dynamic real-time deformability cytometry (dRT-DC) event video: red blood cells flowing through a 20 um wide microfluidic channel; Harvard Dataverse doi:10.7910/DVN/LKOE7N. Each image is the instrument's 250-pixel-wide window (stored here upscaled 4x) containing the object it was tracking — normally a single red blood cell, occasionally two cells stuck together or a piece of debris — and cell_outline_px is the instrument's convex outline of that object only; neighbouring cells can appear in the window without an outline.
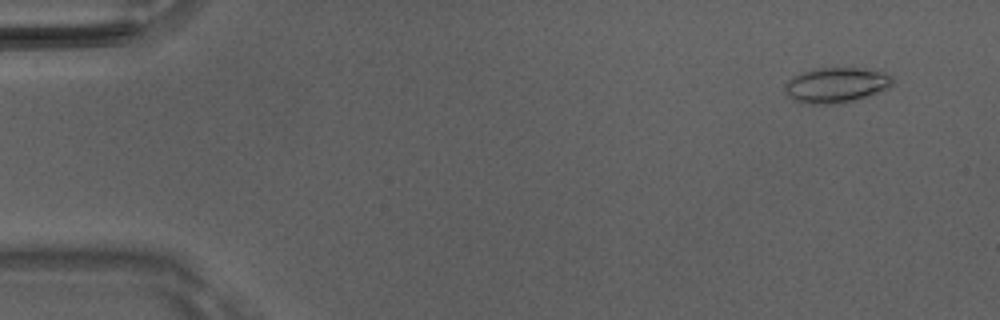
{"species": "Egyptian fruit bat (a non-hibernating species)", "species_latin": "Rousettus aegyptiacus", "temperature_condition": "room temperature", "stored_images_in_passage": 50, "camera_frame_rate_fps": 3000, "um_per_image_px": 0.085, "animal": {"sex": "male"}, "frame": {"image": 1, "passage_image": 4, "time_ms": 1.0, "image_size_px": [1000, 320], "cell_outline_px": [[892, 84], [888, 88], [840, 104], [812, 104], [796, 100], [788, 96], [784, 92], [784, 84], [788, 80], [800, 72], [816, 68], [860, 68], [884, 72], [892, 76]], "centroid_in_image_um": [71.03, 7.22], "position_along_channel_um": 14.0, "area_um2": 21.91}}
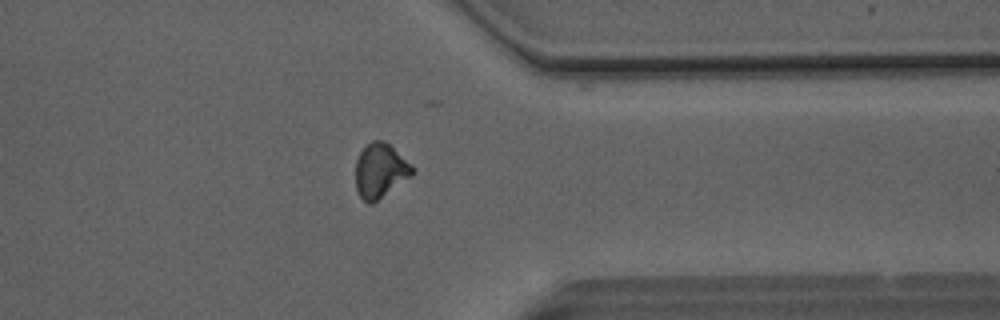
{"frame": {"image": 2, "passage_image": 40, "time_ms": 13.0, "image_size_px": [1000, 320], "cell_outline_px": [[416, 168], [412, 176], [372, 204], [368, 204], [360, 196], [356, 188], [356, 160], [360, 152], [372, 140], [384, 140], [412, 164]], "centroid_in_image_um": [32.34, 14.51], "position_along_channel_um": 379.1, "area_um2": 18.03}}
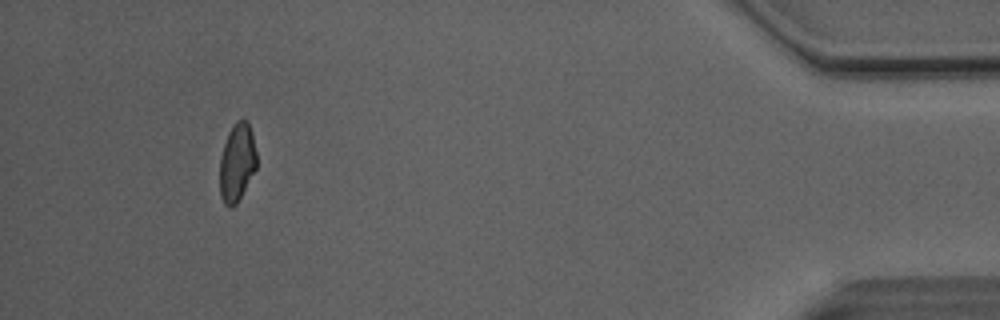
{"frame": {"image": 3, "passage_image": 47, "time_ms": 15.333, "image_size_px": [1000, 320], "cell_outline_px": [[256, 168], [236, 204], [232, 208], [228, 208], [224, 204], [220, 196], [220, 156], [228, 132], [236, 120], [248, 120], [252, 132], [256, 152]], "centroid_in_image_um": [20.13, 13.8], "position_along_channel_um": 415.1, "area_um2": 16.82}, "authors_computed_cell_mechanics": {"area_um2": 18.2359, "velocity_mm_per_s": 4.1228, "shape_relaxation_time_tau1_ms": 9.2798, "shape_relaxation_time_tau2_ms": 2.3631, "deformation_change_tau1": 0.1892, "deformation_change_tau2": 0.072}}